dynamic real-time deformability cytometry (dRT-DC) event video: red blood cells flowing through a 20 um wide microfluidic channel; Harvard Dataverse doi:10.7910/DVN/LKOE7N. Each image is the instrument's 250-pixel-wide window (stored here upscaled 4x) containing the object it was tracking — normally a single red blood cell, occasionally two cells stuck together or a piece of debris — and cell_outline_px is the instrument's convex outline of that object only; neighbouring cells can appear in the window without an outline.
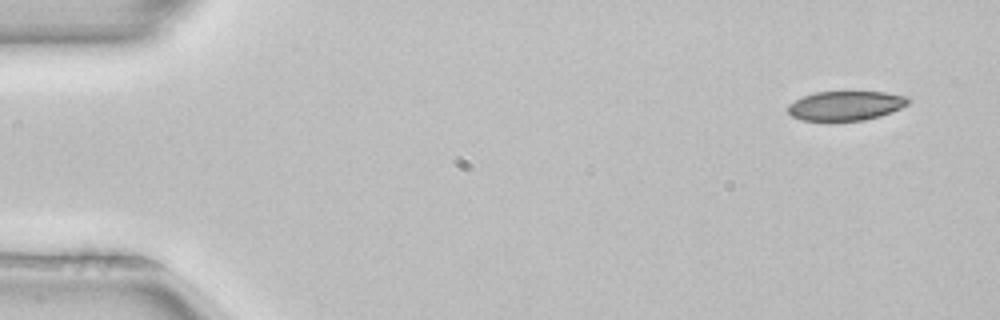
{"species": "common noctule bat (a hibernating species)", "species_latin": "Nyctalus noctula", "temperature_condition": "room temperature", "stored_images_in_passage": 3, "camera_frame_rate_fps": 3000, "um_per_image_px": 0.085, "animal": {"sex": "female", "body_mass_g": 22.7, "forearm_length_mm": 54.2}, "frame": {"image": 1, "passage_image": 1, "time_ms": 0.0, "image_size_px": [1000, 320], "cell_outline_px": [[912, 100], [908, 104], [892, 112], [880, 116], [864, 120], [800, 120], [792, 116], [788, 112], [788, 104], [804, 96], [816, 92], [884, 92], [908, 96]], "centroid_in_image_um": [71.92, 8.98], "position_along_channel_um": 13.1, "area_um2": 20.52}}